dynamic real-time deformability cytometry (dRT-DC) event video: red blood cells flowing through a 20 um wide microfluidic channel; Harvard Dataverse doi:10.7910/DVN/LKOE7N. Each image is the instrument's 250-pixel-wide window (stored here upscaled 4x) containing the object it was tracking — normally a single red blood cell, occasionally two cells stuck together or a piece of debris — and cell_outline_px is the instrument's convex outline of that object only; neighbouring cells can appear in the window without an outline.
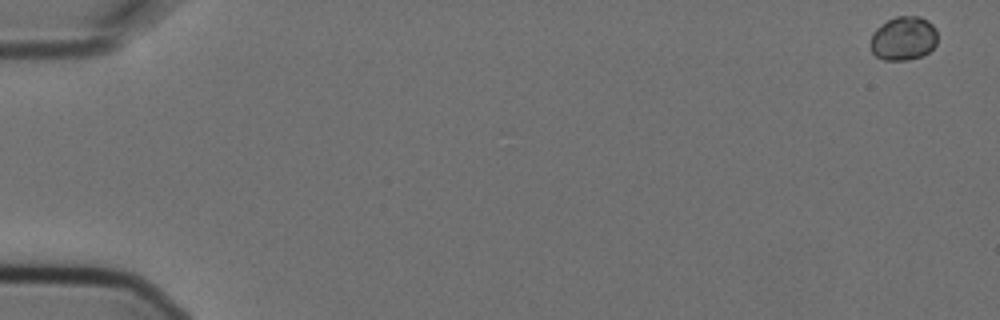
{"species": "Egyptian fruit bat (a non-hibernating species)", "species_latin": "Rousettus aegyptiacus", "temperature_condition": "cold", "stored_images_in_passage": 3, "camera_frame_rate_fps": 3000, "um_per_image_px": 0.085, "animal": {"sex": "female"}, "frame": {"image": 1, "passage_image": 1, "time_ms": 0.0, "image_size_px": [1000, 320], "cell_outline_px": [[936, 44], [928, 52], [920, 56], [908, 60], [884, 60], [876, 56], [872, 52], [872, 32], [880, 24], [896, 16], [920, 16], [928, 20], [936, 28]], "centroid_in_image_um": [76.8, 3.25], "position_along_channel_um": 8.2, "area_um2": 17.11}}